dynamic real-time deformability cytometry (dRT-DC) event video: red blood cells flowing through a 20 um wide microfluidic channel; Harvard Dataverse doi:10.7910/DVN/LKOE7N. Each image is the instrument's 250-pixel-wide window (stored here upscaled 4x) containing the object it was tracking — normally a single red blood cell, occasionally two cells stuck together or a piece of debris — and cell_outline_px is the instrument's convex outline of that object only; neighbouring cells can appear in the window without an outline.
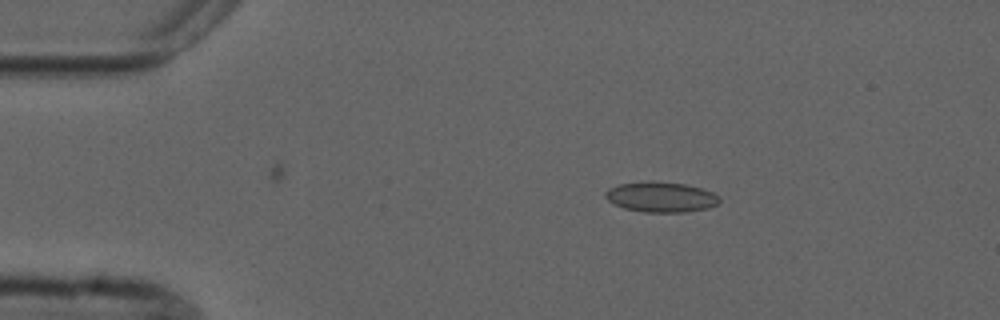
{"species": "common noctule bat (a hibernating species)", "species_latin": "Nyctalus noctula", "temperature_condition": "cold", "stored_images_in_passage": 4, "camera_frame_rate_fps": 3000, "um_per_image_px": 0.085, "animal": {"sex": "male", "forearm_length_mm": 52.5}, "frame": {"image": 1, "passage_image": 1, "time_ms": 0.0, "image_size_px": [1000, 320], "cell_outline_px": [[720, 200], [716, 204], [708, 208], [688, 212], [644, 212], [624, 208], [608, 200], [604, 196], [604, 192], [608, 188], [620, 184], [684, 184], [700, 188], [712, 192]], "centroid_in_image_um": [56.18, 16.8], "position_along_channel_um": 28.8, "area_um2": 19.13}}
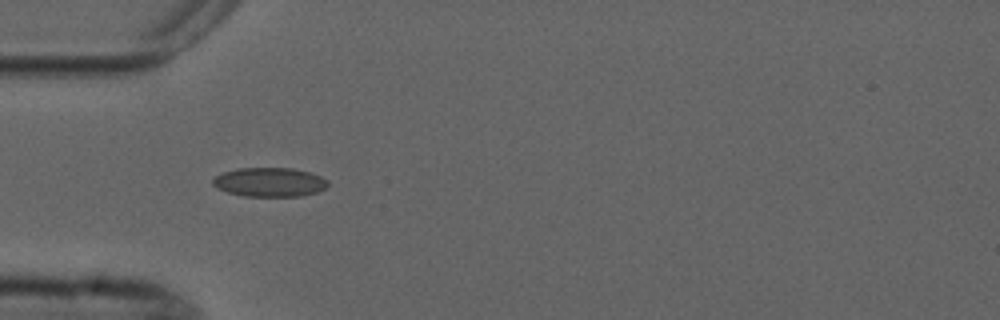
{"frame": {"image": 2, "passage_image": 3, "time_ms": 2.333, "image_size_px": [1000, 320], "cell_outline_px": [[328, 184], [324, 188], [316, 192], [300, 196], [244, 196], [228, 192], [216, 188], [212, 184], [212, 180], [216, 176], [224, 172], [236, 168], [292, 168], [308, 172], [320, 176], [328, 180]], "centroid_in_image_um": [22.89, 15.48], "position_along_channel_um": 62.1, "area_um2": 19.42}}